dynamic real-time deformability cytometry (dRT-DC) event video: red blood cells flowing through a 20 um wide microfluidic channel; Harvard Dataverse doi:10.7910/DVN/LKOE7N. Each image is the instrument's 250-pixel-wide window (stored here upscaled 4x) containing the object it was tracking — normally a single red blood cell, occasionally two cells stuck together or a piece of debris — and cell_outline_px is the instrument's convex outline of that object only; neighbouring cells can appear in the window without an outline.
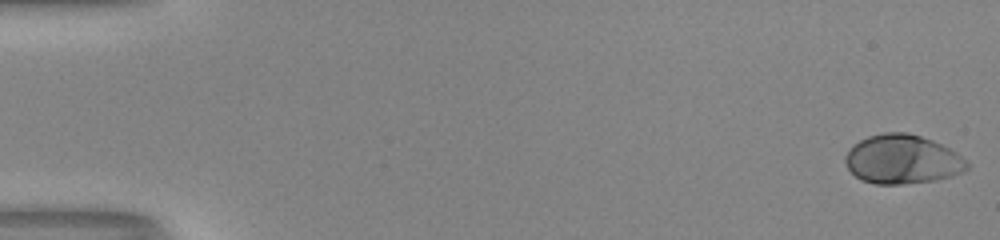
{"species": "human", "species_latin": "Homo sapiens", "temperature_condition": "room temperature", "stored_images_in_passage": 52, "camera_frame_rate_fps": 3000, "um_per_image_px": 0.085, "donor": {"sex": "male"}, "frame": {"image": 1, "passage_image": 1, "time_ms": 0.0, "image_size_px": [1000, 240], "cell_outline_px": [[968, 168], [964, 172], [952, 176], [936, 180], [904, 184], [876, 184], [860, 180], [848, 168], [844, 160], [844, 156], [848, 148], [852, 144], [868, 136], [884, 132], [908, 132], [932, 140], [956, 152], [968, 164]], "centroid_in_image_um": [76.66, 13.54], "position_along_channel_um": 8.3, "area_um2": 34.97}}
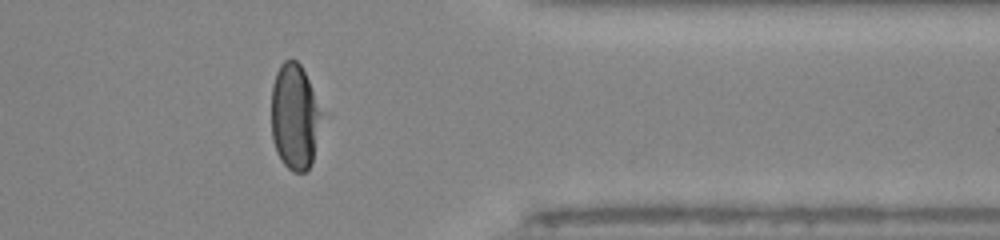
{"frame": {"image": 2, "passage_image": 43, "time_ms": 14.0, "image_size_px": [1000, 240], "cell_outline_px": [[324, 112], [312, 164], [304, 172], [292, 172], [280, 160], [276, 152], [272, 140], [272, 84], [276, 72], [280, 64], [284, 60], [296, 60], [300, 64]], "centroid_in_image_um": [25.07, 9.94], "position_along_channel_um": 386.3, "area_um2": 31.44}}
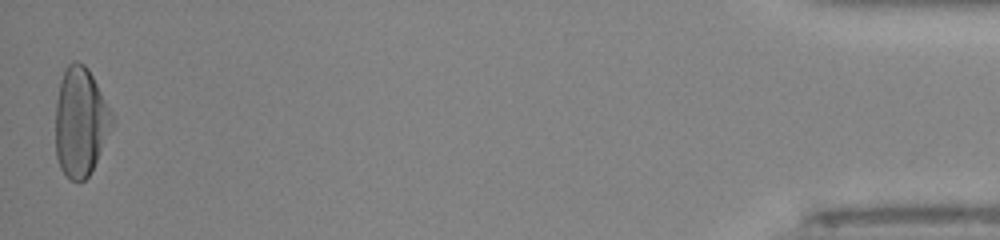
{"frame": {"image": 3, "passage_image": 52, "time_ms": 17.0, "image_size_px": [1000, 240], "cell_outline_px": [[116, 120], [88, 176], [84, 180], [68, 180], [60, 168], [56, 156], [56, 100], [60, 80], [64, 68], [68, 64], [76, 60], [84, 64], [88, 68], [112, 112]], "centroid_in_image_um": [6.84, 10.34], "position_along_channel_um": 428.4, "area_um2": 35.95}, "authors_computed_cell_mechanics": {"area_um2": 33.1772, "velocity_mm_per_s": 4.0617, "shape_relaxation_time_tau1_ms": 3.5218, "shape_relaxation_time_tau2_ms": null, "deformation_change_tau1": 0.1965, "deformation_change_tau2": null}}